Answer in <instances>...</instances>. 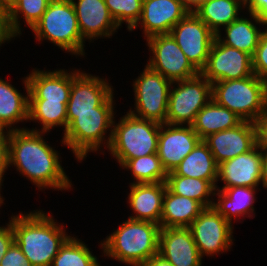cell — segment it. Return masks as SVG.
<instances>
[{
  "label": "cell",
  "instance_id": "cell-40",
  "mask_svg": "<svg viewBox=\"0 0 267 266\" xmlns=\"http://www.w3.org/2000/svg\"><path fill=\"white\" fill-rule=\"evenodd\" d=\"M257 145L267 150V110L255 122Z\"/></svg>",
  "mask_w": 267,
  "mask_h": 266
},
{
  "label": "cell",
  "instance_id": "cell-2",
  "mask_svg": "<svg viewBox=\"0 0 267 266\" xmlns=\"http://www.w3.org/2000/svg\"><path fill=\"white\" fill-rule=\"evenodd\" d=\"M36 211L11 217L14 241L33 266H51L70 235L65 233L64 226L53 220L52 215Z\"/></svg>",
  "mask_w": 267,
  "mask_h": 266
},
{
  "label": "cell",
  "instance_id": "cell-6",
  "mask_svg": "<svg viewBox=\"0 0 267 266\" xmlns=\"http://www.w3.org/2000/svg\"><path fill=\"white\" fill-rule=\"evenodd\" d=\"M212 99L243 121L255 122L267 110L266 81L255 74L212 83Z\"/></svg>",
  "mask_w": 267,
  "mask_h": 266
},
{
  "label": "cell",
  "instance_id": "cell-20",
  "mask_svg": "<svg viewBox=\"0 0 267 266\" xmlns=\"http://www.w3.org/2000/svg\"><path fill=\"white\" fill-rule=\"evenodd\" d=\"M81 36L90 42L94 38H110L119 28L104 0H71Z\"/></svg>",
  "mask_w": 267,
  "mask_h": 266
},
{
  "label": "cell",
  "instance_id": "cell-21",
  "mask_svg": "<svg viewBox=\"0 0 267 266\" xmlns=\"http://www.w3.org/2000/svg\"><path fill=\"white\" fill-rule=\"evenodd\" d=\"M29 100L68 103L72 87V71H44L33 69L27 77Z\"/></svg>",
  "mask_w": 267,
  "mask_h": 266
},
{
  "label": "cell",
  "instance_id": "cell-9",
  "mask_svg": "<svg viewBox=\"0 0 267 266\" xmlns=\"http://www.w3.org/2000/svg\"><path fill=\"white\" fill-rule=\"evenodd\" d=\"M134 81L135 110L128 111L135 117L166 123L171 81L147 65Z\"/></svg>",
  "mask_w": 267,
  "mask_h": 266
},
{
  "label": "cell",
  "instance_id": "cell-8",
  "mask_svg": "<svg viewBox=\"0 0 267 266\" xmlns=\"http://www.w3.org/2000/svg\"><path fill=\"white\" fill-rule=\"evenodd\" d=\"M173 83L177 87L170 88L166 123L191 126L197 113L212 99V83L201 73Z\"/></svg>",
  "mask_w": 267,
  "mask_h": 266
},
{
  "label": "cell",
  "instance_id": "cell-23",
  "mask_svg": "<svg viewBox=\"0 0 267 266\" xmlns=\"http://www.w3.org/2000/svg\"><path fill=\"white\" fill-rule=\"evenodd\" d=\"M204 209L205 207L200 202L176 195L166 187L160 227H190Z\"/></svg>",
  "mask_w": 267,
  "mask_h": 266
},
{
  "label": "cell",
  "instance_id": "cell-16",
  "mask_svg": "<svg viewBox=\"0 0 267 266\" xmlns=\"http://www.w3.org/2000/svg\"><path fill=\"white\" fill-rule=\"evenodd\" d=\"M111 87L106 79L74 70L67 113L96 112V107L114 93Z\"/></svg>",
  "mask_w": 267,
  "mask_h": 266
},
{
  "label": "cell",
  "instance_id": "cell-4",
  "mask_svg": "<svg viewBox=\"0 0 267 266\" xmlns=\"http://www.w3.org/2000/svg\"><path fill=\"white\" fill-rule=\"evenodd\" d=\"M113 98L112 93L99 107H96V112L67 113V129L62 143L72 150L77 160L85 159L88 152L98 151L103 141L109 148L115 115ZM109 128L111 131L106 140L104 137Z\"/></svg>",
  "mask_w": 267,
  "mask_h": 266
},
{
  "label": "cell",
  "instance_id": "cell-37",
  "mask_svg": "<svg viewBox=\"0 0 267 266\" xmlns=\"http://www.w3.org/2000/svg\"><path fill=\"white\" fill-rule=\"evenodd\" d=\"M0 266H33L14 241L2 257Z\"/></svg>",
  "mask_w": 267,
  "mask_h": 266
},
{
  "label": "cell",
  "instance_id": "cell-10",
  "mask_svg": "<svg viewBox=\"0 0 267 266\" xmlns=\"http://www.w3.org/2000/svg\"><path fill=\"white\" fill-rule=\"evenodd\" d=\"M150 52L147 66L173 82L185 80L200 72L191 64L170 34H157L146 38Z\"/></svg>",
  "mask_w": 267,
  "mask_h": 266
},
{
  "label": "cell",
  "instance_id": "cell-1",
  "mask_svg": "<svg viewBox=\"0 0 267 266\" xmlns=\"http://www.w3.org/2000/svg\"><path fill=\"white\" fill-rule=\"evenodd\" d=\"M45 132L32 128L8 131L9 167L14 165L40 189L68 190L71 182L61 166L59 154L43 139Z\"/></svg>",
  "mask_w": 267,
  "mask_h": 266
},
{
  "label": "cell",
  "instance_id": "cell-38",
  "mask_svg": "<svg viewBox=\"0 0 267 266\" xmlns=\"http://www.w3.org/2000/svg\"><path fill=\"white\" fill-rule=\"evenodd\" d=\"M245 8L257 25L267 26V0H245Z\"/></svg>",
  "mask_w": 267,
  "mask_h": 266
},
{
  "label": "cell",
  "instance_id": "cell-44",
  "mask_svg": "<svg viewBox=\"0 0 267 266\" xmlns=\"http://www.w3.org/2000/svg\"><path fill=\"white\" fill-rule=\"evenodd\" d=\"M142 266H174L172 263L164 259L161 255H154L150 260H148Z\"/></svg>",
  "mask_w": 267,
  "mask_h": 266
},
{
  "label": "cell",
  "instance_id": "cell-30",
  "mask_svg": "<svg viewBox=\"0 0 267 266\" xmlns=\"http://www.w3.org/2000/svg\"><path fill=\"white\" fill-rule=\"evenodd\" d=\"M165 183L166 187L176 195L194 199L205 208L213 206L214 198L211 201L210 196H214L216 187L208 180L180 176L171 171L167 173Z\"/></svg>",
  "mask_w": 267,
  "mask_h": 266
},
{
  "label": "cell",
  "instance_id": "cell-39",
  "mask_svg": "<svg viewBox=\"0 0 267 266\" xmlns=\"http://www.w3.org/2000/svg\"><path fill=\"white\" fill-rule=\"evenodd\" d=\"M13 37H16V35L10 27L8 8L0 4V46L5 41L12 40Z\"/></svg>",
  "mask_w": 267,
  "mask_h": 266
},
{
  "label": "cell",
  "instance_id": "cell-11",
  "mask_svg": "<svg viewBox=\"0 0 267 266\" xmlns=\"http://www.w3.org/2000/svg\"><path fill=\"white\" fill-rule=\"evenodd\" d=\"M169 34L200 72L206 65L216 34L192 12H188Z\"/></svg>",
  "mask_w": 267,
  "mask_h": 266
},
{
  "label": "cell",
  "instance_id": "cell-12",
  "mask_svg": "<svg viewBox=\"0 0 267 266\" xmlns=\"http://www.w3.org/2000/svg\"><path fill=\"white\" fill-rule=\"evenodd\" d=\"M233 224L213 206L205 208L190 225L200 256L226 252L233 244Z\"/></svg>",
  "mask_w": 267,
  "mask_h": 266
},
{
  "label": "cell",
  "instance_id": "cell-17",
  "mask_svg": "<svg viewBox=\"0 0 267 266\" xmlns=\"http://www.w3.org/2000/svg\"><path fill=\"white\" fill-rule=\"evenodd\" d=\"M260 149V151H259ZM262 149L256 145L247 153L218 164L217 180L224 182L222 189L245 186L258 187L261 183Z\"/></svg>",
  "mask_w": 267,
  "mask_h": 266
},
{
  "label": "cell",
  "instance_id": "cell-42",
  "mask_svg": "<svg viewBox=\"0 0 267 266\" xmlns=\"http://www.w3.org/2000/svg\"><path fill=\"white\" fill-rule=\"evenodd\" d=\"M9 159H8V142H0V182L2 183L3 174L5 170L8 169Z\"/></svg>",
  "mask_w": 267,
  "mask_h": 266
},
{
  "label": "cell",
  "instance_id": "cell-27",
  "mask_svg": "<svg viewBox=\"0 0 267 266\" xmlns=\"http://www.w3.org/2000/svg\"><path fill=\"white\" fill-rule=\"evenodd\" d=\"M243 120L211 99L196 115L192 128L203 140L208 135L239 125Z\"/></svg>",
  "mask_w": 267,
  "mask_h": 266
},
{
  "label": "cell",
  "instance_id": "cell-41",
  "mask_svg": "<svg viewBox=\"0 0 267 266\" xmlns=\"http://www.w3.org/2000/svg\"><path fill=\"white\" fill-rule=\"evenodd\" d=\"M14 242V231L12 228L11 221L6 227H0V263L2 257L6 254L8 248Z\"/></svg>",
  "mask_w": 267,
  "mask_h": 266
},
{
  "label": "cell",
  "instance_id": "cell-19",
  "mask_svg": "<svg viewBox=\"0 0 267 266\" xmlns=\"http://www.w3.org/2000/svg\"><path fill=\"white\" fill-rule=\"evenodd\" d=\"M187 13L179 0H143L141 17L130 31L141 23L144 37L169 34Z\"/></svg>",
  "mask_w": 267,
  "mask_h": 266
},
{
  "label": "cell",
  "instance_id": "cell-48",
  "mask_svg": "<svg viewBox=\"0 0 267 266\" xmlns=\"http://www.w3.org/2000/svg\"><path fill=\"white\" fill-rule=\"evenodd\" d=\"M1 186H2V183L0 182V190H1ZM3 198H2V196H1V194H0V206H1V204H3Z\"/></svg>",
  "mask_w": 267,
  "mask_h": 266
},
{
  "label": "cell",
  "instance_id": "cell-5",
  "mask_svg": "<svg viewBox=\"0 0 267 266\" xmlns=\"http://www.w3.org/2000/svg\"><path fill=\"white\" fill-rule=\"evenodd\" d=\"M161 124L127 112L115 125L108 150L123 167L130 159L157 153Z\"/></svg>",
  "mask_w": 267,
  "mask_h": 266
},
{
  "label": "cell",
  "instance_id": "cell-7",
  "mask_svg": "<svg viewBox=\"0 0 267 266\" xmlns=\"http://www.w3.org/2000/svg\"><path fill=\"white\" fill-rule=\"evenodd\" d=\"M32 31L38 41L48 40L72 55H84L85 39L81 36L71 0H51Z\"/></svg>",
  "mask_w": 267,
  "mask_h": 266
},
{
  "label": "cell",
  "instance_id": "cell-33",
  "mask_svg": "<svg viewBox=\"0 0 267 266\" xmlns=\"http://www.w3.org/2000/svg\"><path fill=\"white\" fill-rule=\"evenodd\" d=\"M51 0H16L8 9L9 23L12 32L17 36L21 34L20 14L25 20L26 25L33 26L41 19Z\"/></svg>",
  "mask_w": 267,
  "mask_h": 266
},
{
  "label": "cell",
  "instance_id": "cell-36",
  "mask_svg": "<svg viewBox=\"0 0 267 266\" xmlns=\"http://www.w3.org/2000/svg\"><path fill=\"white\" fill-rule=\"evenodd\" d=\"M263 29L255 54L252 57V69L261 80L267 82V26Z\"/></svg>",
  "mask_w": 267,
  "mask_h": 266
},
{
  "label": "cell",
  "instance_id": "cell-25",
  "mask_svg": "<svg viewBox=\"0 0 267 266\" xmlns=\"http://www.w3.org/2000/svg\"><path fill=\"white\" fill-rule=\"evenodd\" d=\"M24 79L27 96L0 78V124L8 128L7 131L17 129L12 127L13 124L28 120L29 84L27 77Z\"/></svg>",
  "mask_w": 267,
  "mask_h": 266
},
{
  "label": "cell",
  "instance_id": "cell-35",
  "mask_svg": "<svg viewBox=\"0 0 267 266\" xmlns=\"http://www.w3.org/2000/svg\"><path fill=\"white\" fill-rule=\"evenodd\" d=\"M109 12L120 27L125 22L127 30L137 24L142 14L143 0H104Z\"/></svg>",
  "mask_w": 267,
  "mask_h": 266
},
{
  "label": "cell",
  "instance_id": "cell-18",
  "mask_svg": "<svg viewBox=\"0 0 267 266\" xmlns=\"http://www.w3.org/2000/svg\"><path fill=\"white\" fill-rule=\"evenodd\" d=\"M159 255L174 266H201L199 254L189 227L161 228Z\"/></svg>",
  "mask_w": 267,
  "mask_h": 266
},
{
  "label": "cell",
  "instance_id": "cell-15",
  "mask_svg": "<svg viewBox=\"0 0 267 266\" xmlns=\"http://www.w3.org/2000/svg\"><path fill=\"white\" fill-rule=\"evenodd\" d=\"M207 144L217 164L247 153L257 145L256 128L253 122L242 121L234 128L208 135Z\"/></svg>",
  "mask_w": 267,
  "mask_h": 266
},
{
  "label": "cell",
  "instance_id": "cell-26",
  "mask_svg": "<svg viewBox=\"0 0 267 266\" xmlns=\"http://www.w3.org/2000/svg\"><path fill=\"white\" fill-rule=\"evenodd\" d=\"M173 172L180 176L208 180L217 187L218 164L203 140L198 142Z\"/></svg>",
  "mask_w": 267,
  "mask_h": 266
},
{
  "label": "cell",
  "instance_id": "cell-22",
  "mask_svg": "<svg viewBox=\"0 0 267 266\" xmlns=\"http://www.w3.org/2000/svg\"><path fill=\"white\" fill-rule=\"evenodd\" d=\"M128 202L135 216L129 219L151 221L160 225L166 183H131Z\"/></svg>",
  "mask_w": 267,
  "mask_h": 266
},
{
  "label": "cell",
  "instance_id": "cell-46",
  "mask_svg": "<svg viewBox=\"0 0 267 266\" xmlns=\"http://www.w3.org/2000/svg\"><path fill=\"white\" fill-rule=\"evenodd\" d=\"M0 124V142H8V131Z\"/></svg>",
  "mask_w": 267,
  "mask_h": 266
},
{
  "label": "cell",
  "instance_id": "cell-32",
  "mask_svg": "<svg viewBox=\"0 0 267 266\" xmlns=\"http://www.w3.org/2000/svg\"><path fill=\"white\" fill-rule=\"evenodd\" d=\"M51 266H100V264L85 243L70 236L60 247Z\"/></svg>",
  "mask_w": 267,
  "mask_h": 266
},
{
  "label": "cell",
  "instance_id": "cell-43",
  "mask_svg": "<svg viewBox=\"0 0 267 266\" xmlns=\"http://www.w3.org/2000/svg\"><path fill=\"white\" fill-rule=\"evenodd\" d=\"M183 7L188 11L194 13L201 5L211 0H179Z\"/></svg>",
  "mask_w": 267,
  "mask_h": 266
},
{
  "label": "cell",
  "instance_id": "cell-14",
  "mask_svg": "<svg viewBox=\"0 0 267 266\" xmlns=\"http://www.w3.org/2000/svg\"><path fill=\"white\" fill-rule=\"evenodd\" d=\"M200 140L192 126L161 124L157 155L166 173L173 171Z\"/></svg>",
  "mask_w": 267,
  "mask_h": 266
},
{
  "label": "cell",
  "instance_id": "cell-29",
  "mask_svg": "<svg viewBox=\"0 0 267 266\" xmlns=\"http://www.w3.org/2000/svg\"><path fill=\"white\" fill-rule=\"evenodd\" d=\"M223 29L226 32L225 39L221 38V33L216 35L222 44L236 48L253 57L262 32L252 22V19L238 17Z\"/></svg>",
  "mask_w": 267,
  "mask_h": 266
},
{
  "label": "cell",
  "instance_id": "cell-28",
  "mask_svg": "<svg viewBox=\"0 0 267 266\" xmlns=\"http://www.w3.org/2000/svg\"><path fill=\"white\" fill-rule=\"evenodd\" d=\"M245 8V0H211L201 5L195 14L217 35L235 21L239 11Z\"/></svg>",
  "mask_w": 267,
  "mask_h": 266
},
{
  "label": "cell",
  "instance_id": "cell-34",
  "mask_svg": "<svg viewBox=\"0 0 267 266\" xmlns=\"http://www.w3.org/2000/svg\"><path fill=\"white\" fill-rule=\"evenodd\" d=\"M130 169L136 179L133 183H159L165 182L167 173L163 169L157 153L130 159L123 169Z\"/></svg>",
  "mask_w": 267,
  "mask_h": 266
},
{
  "label": "cell",
  "instance_id": "cell-3",
  "mask_svg": "<svg viewBox=\"0 0 267 266\" xmlns=\"http://www.w3.org/2000/svg\"><path fill=\"white\" fill-rule=\"evenodd\" d=\"M160 225L128 219L101 243L104 255L131 266H142L159 253Z\"/></svg>",
  "mask_w": 267,
  "mask_h": 266
},
{
  "label": "cell",
  "instance_id": "cell-45",
  "mask_svg": "<svg viewBox=\"0 0 267 266\" xmlns=\"http://www.w3.org/2000/svg\"><path fill=\"white\" fill-rule=\"evenodd\" d=\"M261 183L264 188H267V150L266 149H262Z\"/></svg>",
  "mask_w": 267,
  "mask_h": 266
},
{
  "label": "cell",
  "instance_id": "cell-13",
  "mask_svg": "<svg viewBox=\"0 0 267 266\" xmlns=\"http://www.w3.org/2000/svg\"><path fill=\"white\" fill-rule=\"evenodd\" d=\"M200 73L210 82L243 79L253 75L252 57L215 38L206 65Z\"/></svg>",
  "mask_w": 267,
  "mask_h": 266
},
{
  "label": "cell",
  "instance_id": "cell-24",
  "mask_svg": "<svg viewBox=\"0 0 267 266\" xmlns=\"http://www.w3.org/2000/svg\"><path fill=\"white\" fill-rule=\"evenodd\" d=\"M257 187L237 186L226 188L224 190H215L214 195L218 196L217 202L213 203V207L224 218L232 224L234 216H252L254 213L253 203L255 202V189ZM217 192V193H216Z\"/></svg>",
  "mask_w": 267,
  "mask_h": 266
},
{
  "label": "cell",
  "instance_id": "cell-47",
  "mask_svg": "<svg viewBox=\"0 0 267 266\" xmlns=\"http://www.w3.org/2000/svg\"><path fill=\"white\" fill-rule=\"evenodd\" d=\"M16 0H0V4L6 6L8 9Z\"/></svg>",
  "mask_w": 267,
  "mask_h": 266
},
{
  "label": "cell",
  "instance_id": "cell-31",
  "mask_svg": "<svg viewBox=\"0 0 267 266\" xmlns=\"http://www.w3.org/2000/svg\"><path fill=\"white\" fill-rule=\"evenodd\" d=\"M67 104L47 100H29L28 120L39 121L42 132H49L53 127L67 129Z\"/></svg>",
  "mask_w": 267,
  "mask_h": 266
}]
</instances>
